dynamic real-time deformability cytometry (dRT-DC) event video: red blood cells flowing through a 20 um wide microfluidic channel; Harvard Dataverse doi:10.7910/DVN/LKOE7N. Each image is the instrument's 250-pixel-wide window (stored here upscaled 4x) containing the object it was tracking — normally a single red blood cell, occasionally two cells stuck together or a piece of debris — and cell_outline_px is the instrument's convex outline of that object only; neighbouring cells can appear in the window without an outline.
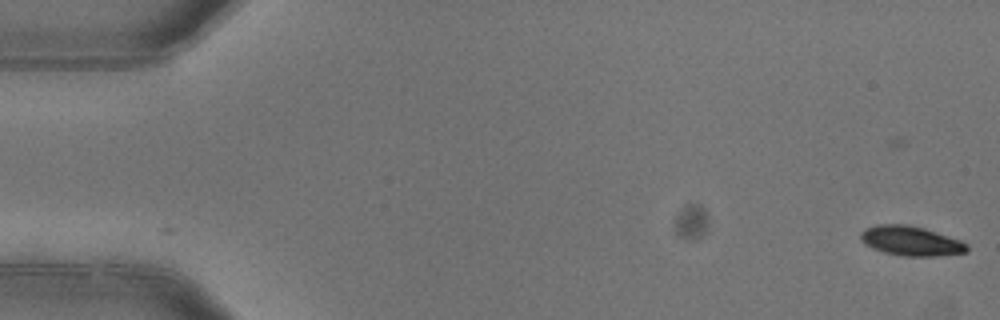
{"species": "common noctule bat (a hibernating species)", "species_latin": "Nyctalus noctula", "temperature_condition": "warm", "stored_images_in_passage": 5, "camera_frame_rate_fps": 3000, "um_per_image_px": 0.085, "animal": {"sex": "female"}, "frame": {"image": 1, "passage_image": 1, "time_ms": 0.0, "image_size_px": [1000, 320], "cell_outline_px": [[968, 252], [932, 256], [904, 256], [884, 252], [872, 248], [864, 244], [860, 240], [860, 232], [864, 228], [876, 224], [908, 224], [924, 228], [960, 240], [968, 244]], "centroid_in_image_um": [77.38, 20.46], "position_along_channel_um": 7.6, "area_um2": 18.44}}
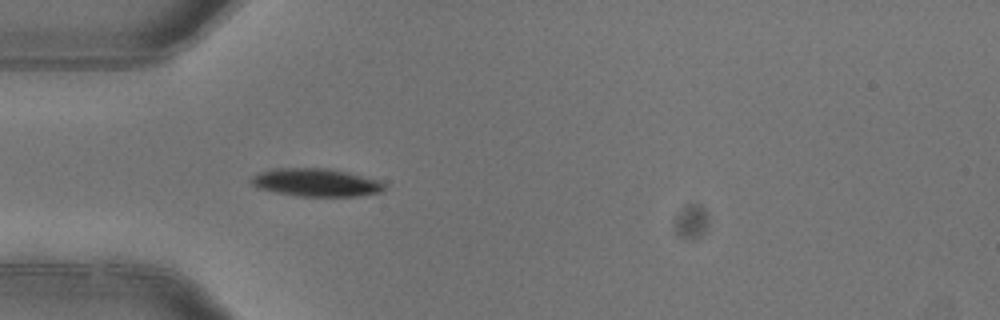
{"frame": {"image": 2, "passage_image": 5, "time_ms": 1.333, "image_size_px": [1000, 320], "cell_outline_px": [[384, 188], [380, 192], [360, 196], [300, 196], [276, 192], [256, 188], [248, 180], [252, 176], [260, 172], [276, 168], [332, 168], [380, 180], [384, 184]], "centroid_in_image_um": [26.85, 15.5], "position_along_channel_um": 58.2, "area_um2": 21.79}}